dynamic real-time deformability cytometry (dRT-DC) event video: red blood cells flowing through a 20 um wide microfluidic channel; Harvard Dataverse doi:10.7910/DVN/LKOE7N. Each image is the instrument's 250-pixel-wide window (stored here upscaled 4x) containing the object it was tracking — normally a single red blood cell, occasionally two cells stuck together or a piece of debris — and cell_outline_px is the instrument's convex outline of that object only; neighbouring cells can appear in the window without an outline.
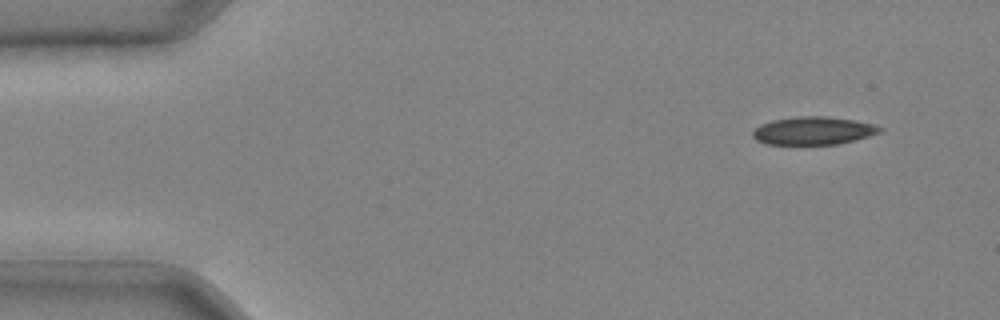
{"species": "common noctule bat (a hibernating species)", "species_latin": "Nyctalus noctula", "temperature_condition": "cold", "stored_images_in_passage": 37, "camera_frame_rate_fps": 3000, "um_per_image_px": 0.085, "animal": {"sex": "male", "body_mass_g": 20.4}, "frame": {"image": 1, "passage_image": 1, "time_ms": 0.0, "image_size_px": [1000, 320], "cell_outline_px": [[884, 128], [880, 132], [868, 136], [836, 144], [764, 144], [756, 140], [752, 136], [752, 132], [760, 124], [772, 120], [796, 116], [824, 116], [856, 120], [872, 124]], "centroid_in_image_um": [69.09, 11.1], "position_along_channel_um": 15.9, "area_um2": 20.63}}
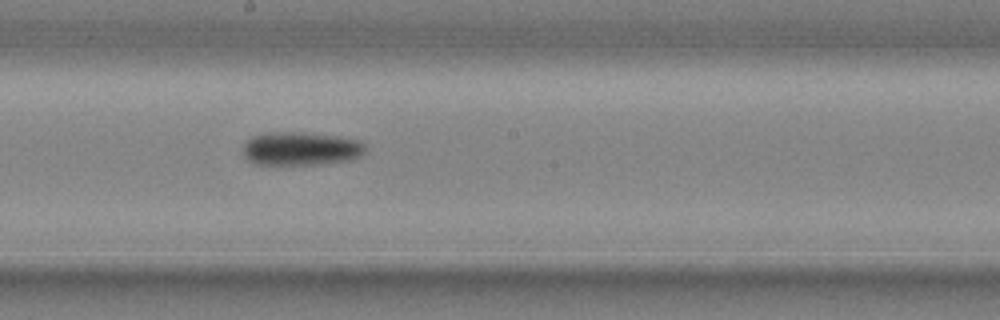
{"frame": {"image": 2, "passage_image": 21, "time_ms": 6.667, "image_size_px": [1000, 320], "cell_outline_px": [[364, 152], [360, 156], [352, 160], [320, 164], [256, 164], [248, 160], [244, 156], [244, 144], [252, 136], [272, 132], [296, 132], [340, 136], [360, 140], [364, 144]], "centroid_in_image_um": [25.6, 12.63], "position_along_channel_um": 222.6, "area_um2": 23.81}}
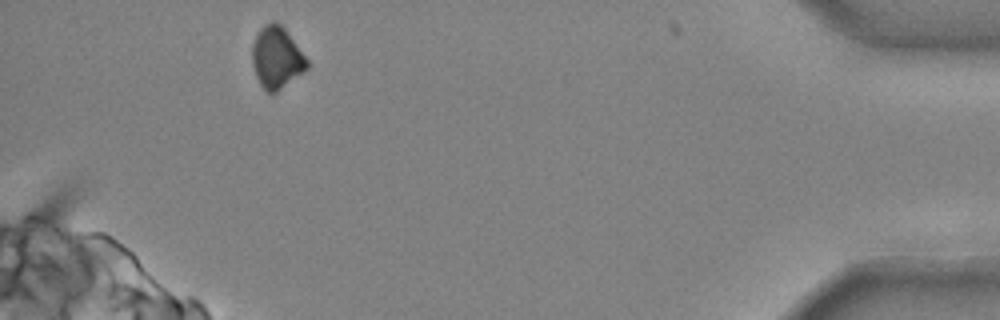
{"frame": {"image": 3, "passage_image": 37, "time_ms": 12.0, "image_size_px": [1000, 320], "cell_outline_px": [[308, 68], [304, 72], [276, 92], [268, 92], [260, 84], [256, 76], [252, 64], [252, 44], [260, 28], [264, 24], [272, 20], [276, 20], [284, 28], [308, 60]], "centroid_in_image_um": [23.5, 4.87], "position_along_channel_um": 411.7, "area_um2": 19.65}}